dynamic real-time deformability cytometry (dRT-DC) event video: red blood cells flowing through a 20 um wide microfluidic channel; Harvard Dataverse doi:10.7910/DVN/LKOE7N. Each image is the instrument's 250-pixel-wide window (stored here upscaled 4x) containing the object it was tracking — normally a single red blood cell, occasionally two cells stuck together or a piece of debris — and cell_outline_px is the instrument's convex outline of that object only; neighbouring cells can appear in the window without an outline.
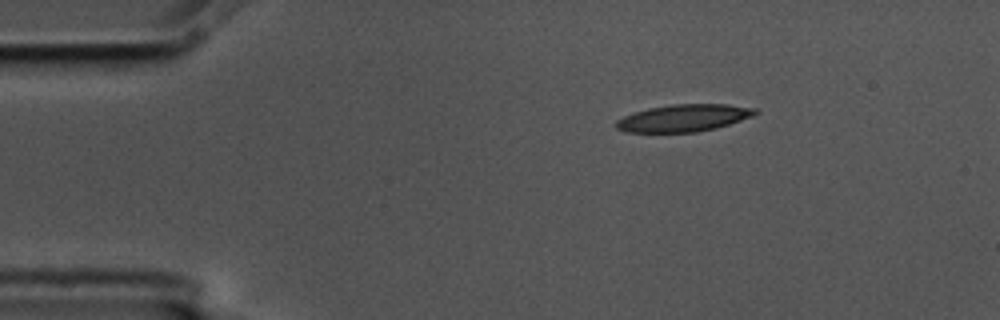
{"species": "common noctule bat (a hibernating species)", "species_latin": "Nyctalus noctula", "temperature_condition": "cold", "stored_images_in_passage": 48, "camera_frame_rate_fps": 3000, "um_per_image_px": 0.085, "animal": {"sex": "male", "body_mass_g": 17.5, "forearm_length_mm": 52.3}, "frame": {"image": 1, "passage_image": 1, "time_ms": 0.0, "image_size_px": [1000, 320], "cell_outline_px": [[760, 112], [752, 116], [716, 128], [696, 132], [624, 132], [616, 128], [616, 120], [624, 116], [648, 108], [672, 104], [728, 104], [756, 108]], "centroid_in_image_um": [58.12, 10.02], "position_along_channel_um": 26.9, "area_um2": 21.96}}
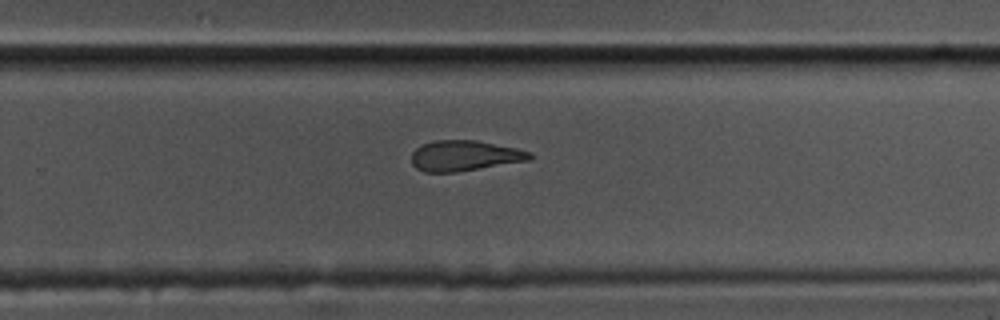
{"frame": {"image": 2, "passage_image": 28, "time_ms": 9.0, "image_size_px": [1000, 320], "cell_outline_px": [[532, 156], [528, 160], [456, 172], [424, 172], [416, 168], [412, 164], [412, 152], [416, 148], [424, 144], [436, 140], [476, 140], [516, 148], [532, 152]], "centroid_in_image_um": [39.46, 13.23], "position_along_channel_um": 290.3, "area_um2": 20.81}}
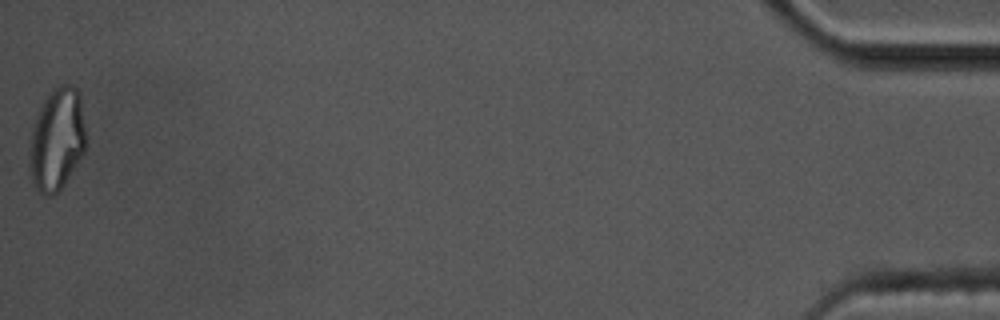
{"frame": {"image": 3, "passage_image": 48, "time_ms": 15.667, "image_size_px": [1000, 320], "cell_outline_px": [[84, 152], [64, 184], [52, 196], [44, 196], [36, 192], [32, 184], [28, 172], [28, 148], [32, 128], [36, 116], [44, 100], [60, 84], [72, 84], [80, 92], [84, 128]], "centroid_in_image_um": [4.78, 11.91], "position_along_channel_um": 430.4, "area_um2": 33.93}, "authors_computed_cell_mechanics": {"area_um2": 22.3397, "velocity_mm_per_s": 3.5715, "shape_relaxation_time_tau1_ms": 9.0101, "shape_relaxation_time_tau2_ms": 3.1628, "deformation_change_tau1": 0.2604, "deformation_change_tau2": 0.1292}}